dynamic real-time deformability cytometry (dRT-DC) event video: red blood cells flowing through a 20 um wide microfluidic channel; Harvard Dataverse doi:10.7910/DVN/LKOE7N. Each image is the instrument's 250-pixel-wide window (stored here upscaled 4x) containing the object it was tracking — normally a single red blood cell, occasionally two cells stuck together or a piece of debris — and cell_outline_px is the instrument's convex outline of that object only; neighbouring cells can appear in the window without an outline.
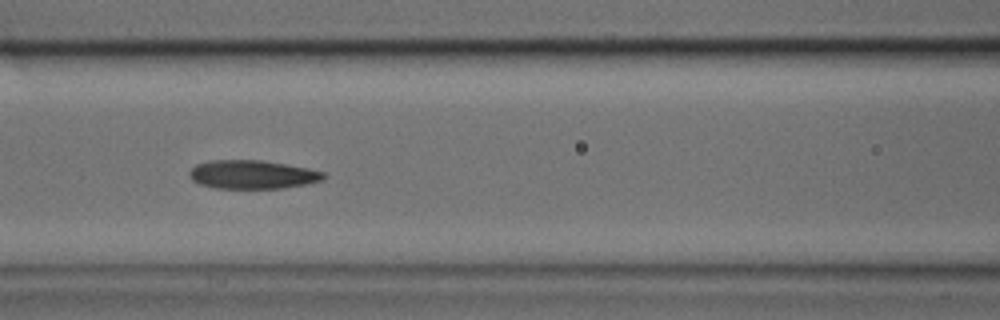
{"species": "common noctule bat (a hibernating species)", "species_latin": "Nyctalus noctula", "temperature_condition": "cold", "stored_images_in_passage": 30, "camera_frame_rate_fps": 3000, "um_per_image_px": 0.085, "animal": {"sex": "male", "body_mass_g": 17.9, "forearm_length_mm": 54.2}, "frame": {"image": 1, "passage_image": 9, "time_ms": 2.667, "image_size_px": [1000, 320], "cell_outline_px": [[328, 176], [324, 180], [304, 184], [280, 188], [216, 188], [200, 184], [192, 180], [188, 176], [188, 172], [196, 164], [208, 160], [260, 160], [308, 168], [324, 172]], "centroid_in_image_um": [21.43, 14.83], "position_along_channel_um": 145.2, "area_um2": 22.37}}
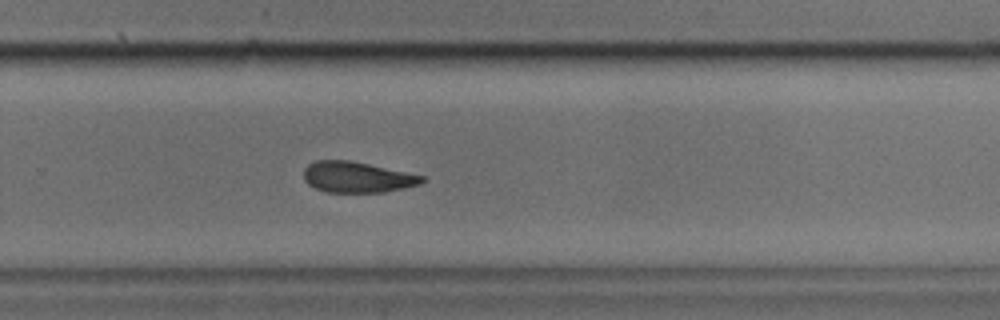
{"frame": {"image": 2, "passage_image": 18, "time_ms": 5.667, "image_size_px": [1000, 320], "cell_outline_px": [[424, 180], [420, 184], [404, 188], [384, 192], [324, 192], [308, 184], [304, 180], [304, 168], [308, 164], [316, 160], [348, 160], [368, 164], [424, 176]], "centroid_in_image_um": [30.31, 15.06], "position_along_channel_um": 299.5, "area_um2": 21.1}}